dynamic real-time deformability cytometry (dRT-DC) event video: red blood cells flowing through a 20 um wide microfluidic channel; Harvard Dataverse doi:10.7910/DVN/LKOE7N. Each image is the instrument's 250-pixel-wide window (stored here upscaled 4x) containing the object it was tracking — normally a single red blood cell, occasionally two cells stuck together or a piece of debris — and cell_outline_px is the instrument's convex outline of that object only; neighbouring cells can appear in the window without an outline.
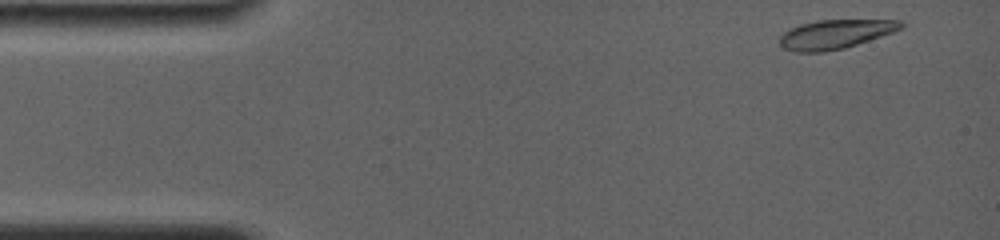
{"species": "common noctule bat (a hibernating species)", "species_latin": "Nyctalus noctula", "temperature_condition": "room temperature", "stored_images_in_passage": 30, "camera_frame_rate_fps": 4000, "um_per_image_px": 0.085, "animal": {"sex": "female", "body_mass_g": 19.0, "forearm_length_mm": 56.7}, "frame": {"image": 1, "passage_image": 1, "time_ms": 0.0, "image_size_px": [1000, 240], "cell_outline_px": [[904, 28], [844, 48], [824, 52], [796, 52], [780, 48], [780, 36], [784, 32], [800, 24], [816, 20], [900, 20], [904, 24]], "centroid_in_image_um": [70.96, 2.91], "position_along_channel_um": 14.0, "area_um2": 20.46}}
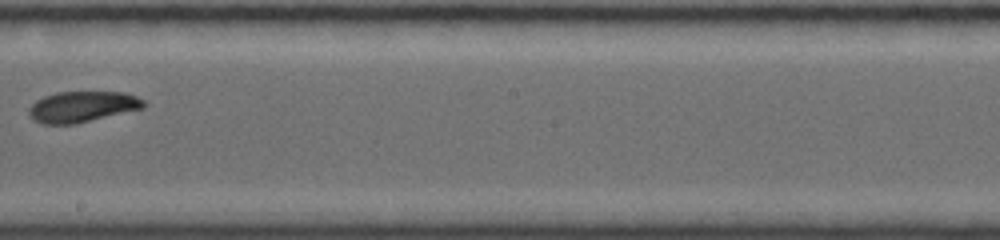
{"frame": {"image": 2, "passage_image": 18, "time_ms": 8.5, "image_size_px": [1000, 240], "cell_outline_px": [[144, 108], [76, 124], [40, 124], [32, 120], [28, 112], [28, 108], [36, 100], [44, 96], [56, 92], [124, 92], [136, 96], [144, 100]], "centroid_in_image_um": [6.96, 9.08], "position_along_channel_um": 241.2, "area_um2": 20.81}}
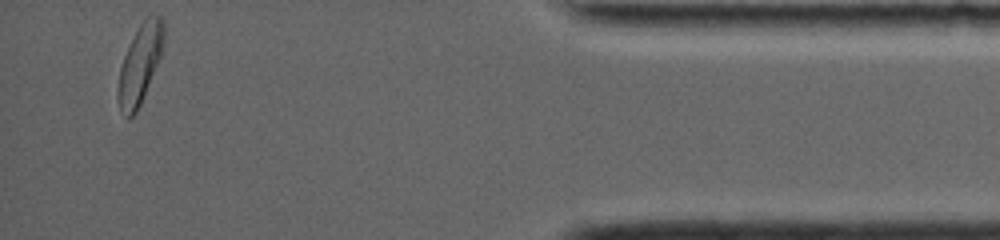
{"frame": {"image": 3, "passage_image": 30, "time_ms": 14.5, "image_size_px": [1000, 240], "cell_outline_px": [[164, 40], [160, 56], [140, 104], [136, 112], [128, 120], [120, 112], [116, 92], [116, 88], [120, 68], [124, 56], [140, 24], [148, 16], [160, 16], [164, 20]], "centroid_in_image_um": [11.86, 5.5], "position_along_channel_um": 423.3, "area_um2": 20.69}, "authors_computed_cell_mechanics": {"area_um2": 20.8658, "velocity_mm_per_s": 3.8057, "shape_relaxation_time_tau1_ms": 4.9867, "shape_relaxation_time_tau2_ms": null, "deformation_change_tau1": 0.1316, "deformation_change_tau2": null}}